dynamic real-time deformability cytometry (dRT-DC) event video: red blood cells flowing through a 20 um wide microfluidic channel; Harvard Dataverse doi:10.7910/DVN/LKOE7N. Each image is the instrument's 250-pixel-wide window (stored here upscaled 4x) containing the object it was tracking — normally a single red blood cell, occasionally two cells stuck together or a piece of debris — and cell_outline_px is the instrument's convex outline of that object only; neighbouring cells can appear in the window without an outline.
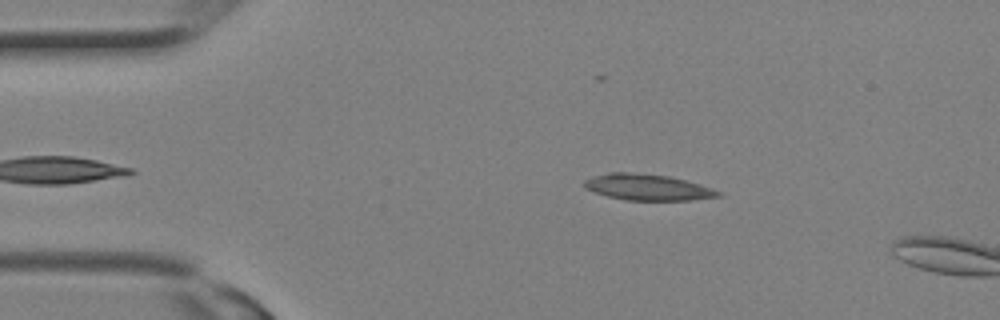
{"species": "Egyptian fruit bat (a non-hibernating species)", "species_latin": "Rousettus aegyptiacus", "temperature_condition": "room temperature", "stored_images_in_passage": 4, "camera_frame_rate_fps": 3000, "um_per_image_px": 0.085, "animal": {"sex": "female"}, "frame": {"image": 1, "passage_image": 2, "time_ms": 0.333, "image_size_px": [1000, 320], "cell_outline_px": [[724, 192], [720, 196], [692, 200], [628, 200], [608, 196], [584, 188], [584, 180], [592, 176], [608, 172], [628, 172], [668, 176], [700, 184]], "centroid_in_image_um": [55.05, 15.91], "position_along_channel_um": 29.9, "area_um2": 20.29}}